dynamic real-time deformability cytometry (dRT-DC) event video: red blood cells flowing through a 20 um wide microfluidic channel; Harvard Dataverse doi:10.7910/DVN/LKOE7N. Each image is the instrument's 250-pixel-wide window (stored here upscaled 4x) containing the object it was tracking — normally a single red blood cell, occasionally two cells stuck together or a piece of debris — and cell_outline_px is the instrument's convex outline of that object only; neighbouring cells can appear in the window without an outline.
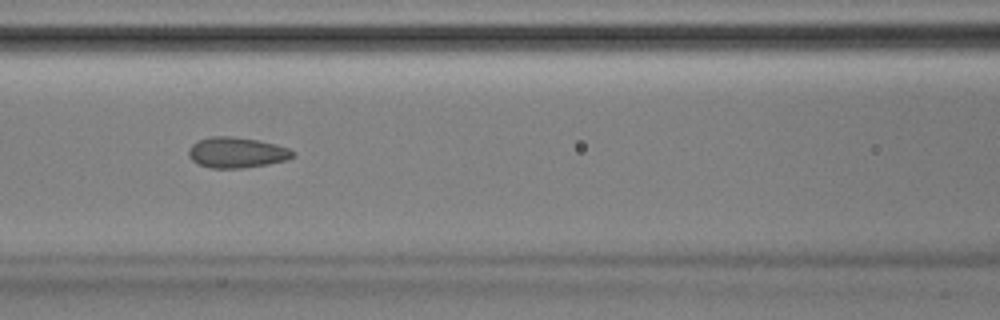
{"species": "Egyptian fruit bat (a non-hibernating species)", "species_latin": "Rousettus aegyptiacus", "temperature_condition": "room temperature", "stored_images_in_passage": 52, "camera_frame_rate_fps": 3000, "um_per_image_px": 0.085, "animal": {"sex": "male"}, "frame": {"image": 1, "passage_image": 23, "time_ms": 7.333, "image_size_px": [1000, 320], "cell_outline_px": [[296, 156], [288, 160], [268, 164], [240, 168], [212, 168], [200, 164], [192, 160], [188, 156], [188, 148], [192, 144], [200, 140], [212, 136], [232, 136], [256, 140], [276, 144], [288, 148], [296, 152]], "centroid_in_image_um": [20.15, 12.96], "position_along_channel_um": 146.4, "area_um2": 18.61}}
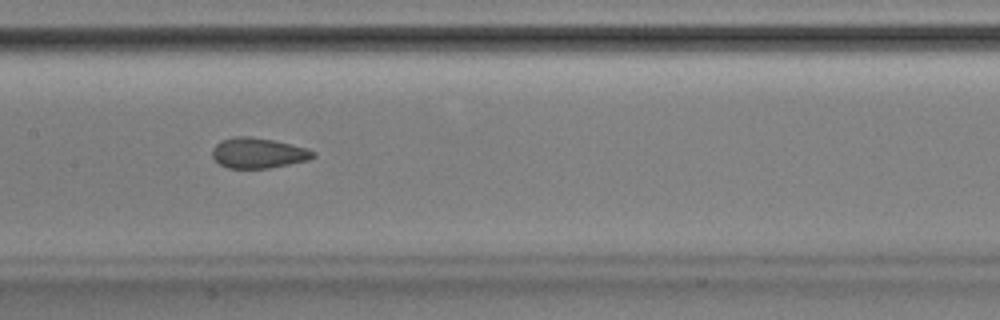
{"frame": {"image": 2, "passage_image": 26, "time_ms": 8.333, "image_size_px": [1000, 320], "cell_outline_px": [[316, 156], [308, 160], [268, 168], [228, 168], [220, 164], [212, 156], [212, 148], [220, 140], [236, 136], [252, 136], [272, 140], [308, 148], [316, 152]], "centroid_in_image_um": [21.94, 12.99], "position_along_channel_um": 185.5, "area_um2": 17.86}}
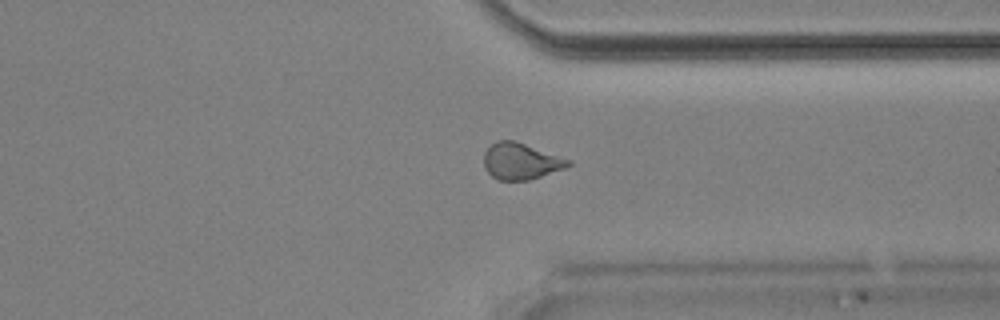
{"frame": {"image": 3, "passage_image": 40, "time_ms": 13.0, "image_size_px": [1000, 320], "cell_outline_px": [[572, 164], [564, 168], [528, 180], [496, 180], [484, 168], [484, 152], [496, 140], [512, 140], [572, 160]], "centroid_in_image_um": [44.24, 13.71], "position_along_channel_um": 367.2, "area_um2": 17.69}, "authors_computed_cell_mechanics": {"area_um2": 19.0162, "velocity_mm_per_s": 3.9112, "shape_relaxation_time_tau1_ms": null, "shape_relaxation_time_tau2_ms": 1.3447, "deformation_change_tau1": null, "deformation_change_tau2": 0.0637}}